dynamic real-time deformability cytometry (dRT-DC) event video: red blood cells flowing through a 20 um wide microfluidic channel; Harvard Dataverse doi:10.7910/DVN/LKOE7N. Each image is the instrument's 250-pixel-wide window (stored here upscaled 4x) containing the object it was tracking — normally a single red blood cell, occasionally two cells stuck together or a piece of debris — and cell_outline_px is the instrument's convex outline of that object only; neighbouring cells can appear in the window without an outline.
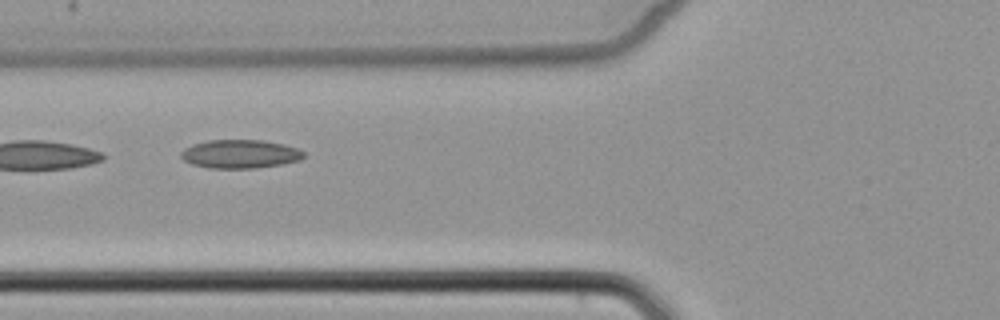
{"species": "common noctule bat (a hibernating species)", "species_latin": "Nyctalus noctula", "temperature_condition": "cold", "stored_images_in_passage": 7, "camera_frame_rate_fps": 3000, "um_per_image_px": 0.085, "animal": {"sex": "female", "body_mass_g": 22.7, "forearm_length_mm": 54.2}, "frame": {"image": 1, "passage_image": 5, "time_ms": 6.333, "image_size_px": [1000, 320], "cell_outline_px": [[304, 156], [300, 160], [280, 164], [256, 168], [208, 168], [192, 164], [184, 160], [180, 156], [180, 152], [184, 148], [192, 144], [208, 140], [260, 140], [284, 144], [296, 148], [304, 152]], "centroid_in_image_um": [20.37, 13.09], "position_along_channel_um": 105.4, "area_um2": 20.4}}
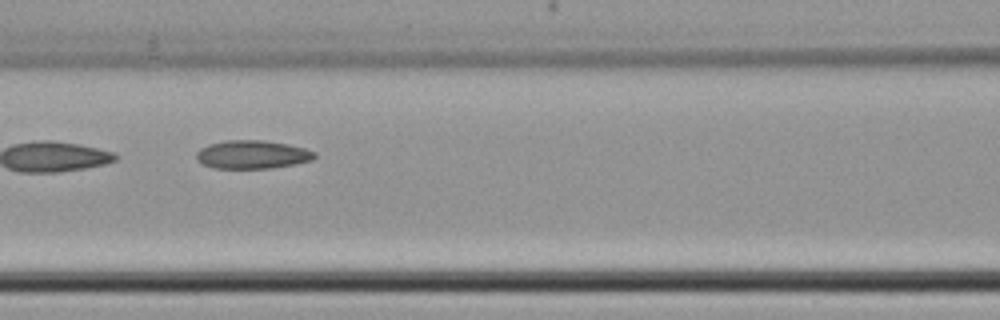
{"frame": {"image": 2, "passage_image": 6, "time_ms": 7.333, "image_size_px": [1000, 320], "cell_outline_px": [[316, 156], [312, 160], [296, 164], [272, 168], [212, 168], [196, 160], [196, 152], [200, 148], [208, 144], [224, 140], [264, 140], [288, 144], [304, 148], [316, 152]], "centroid_in_image_um": [21.43, 13.13], "position_along_channel_um": 145.2, "area_um2": 19.71}}
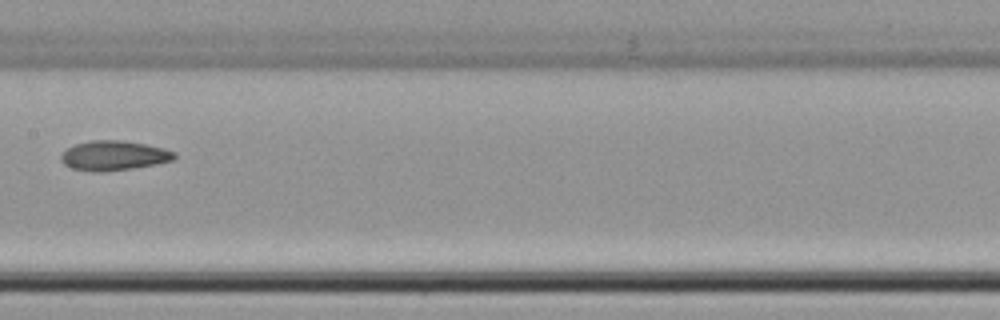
{"frame": {"image": 3, "passage_image": 7, "time_ms": 8.667, "image_size_px": [1000, 320], "cell_outline_px": [[176, 156], [172, 160], [156, 164], [132, 168], [100, 172], [92, 172], [72, 168], [64, 164], [60, 160], [60, 156], [68, 148], [76, 144], [92, 140], [120, 140], [144, 144], [164, 148], [176, 152]], "centroid_in_image_um": [9.67, 13.23], "position_along_channel_um": 197.7, "area_um2": 19.48}}